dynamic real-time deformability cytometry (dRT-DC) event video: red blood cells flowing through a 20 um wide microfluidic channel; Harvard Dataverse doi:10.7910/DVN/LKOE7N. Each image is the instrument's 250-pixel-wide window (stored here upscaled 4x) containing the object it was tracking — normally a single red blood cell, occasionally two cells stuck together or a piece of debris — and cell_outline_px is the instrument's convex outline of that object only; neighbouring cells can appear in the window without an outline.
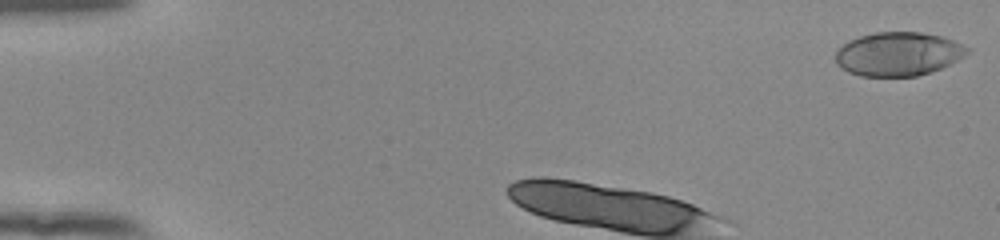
{"species": "human", "species_latin": "Homo sapiens", "temperature_condition": "room temperature", "stored_images_in_passage": 9, "camera_frame_rate_fps": 3000, "um_per_image_px": 0.085, "donor": {"sex": "female"}, "frame": {"image": 1, "passage_image": 1, "time_ms": 0.0, "image_size_px": [1000, 240], "cell_outline_px": [[972, 48], [964, 56], [940, 68], [916, 76], [860, 76], [848, 72], [840, 68], [836, 64], [836, 52], [848, 40], [872, 32], [920, 32], [940, 36], [952, 40]], "centroid_in_image_um": [76.32, 4.58], "position_along_channel_um": 8.7, "area_um2": 33.47}}